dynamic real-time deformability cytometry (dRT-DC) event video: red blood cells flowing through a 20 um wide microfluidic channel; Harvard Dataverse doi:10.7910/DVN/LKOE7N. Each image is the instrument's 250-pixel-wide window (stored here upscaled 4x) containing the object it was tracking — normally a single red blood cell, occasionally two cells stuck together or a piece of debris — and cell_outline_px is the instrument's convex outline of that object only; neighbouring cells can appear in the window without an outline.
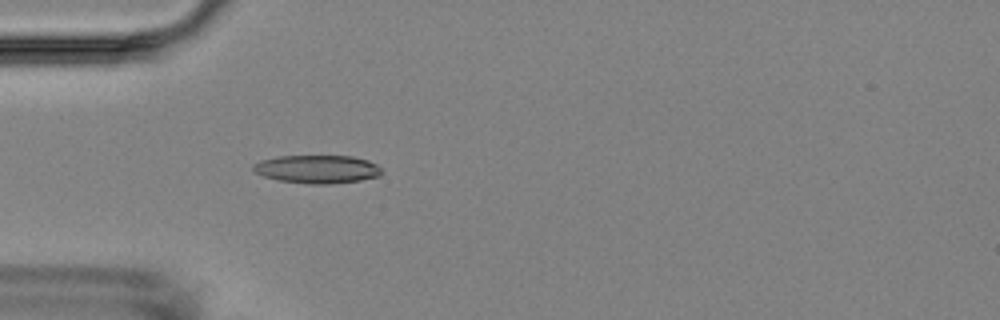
{"species": "Egyptian fruit bat (a non-hibernating species)", "species_latin": "Rousettus aegyptiacus", "temperature_condition": "room temperature", "stored_images_in_passage": 4, "camera_frame_rate_fps": 3000, "um_per_image_px": 0.085, "animal": {"sex": "female"}, "frame": {"image": 1, "passage_image": 4, "time_ms": 3.667, "image_size_px": [1000, 320], "cell_outline_px": [[384, 172], [380, 176], [360, 180], [332, 184], [308, 184], [276, 180], [252, 172], [252, 164], [260, 160], [276, 156], [352, 156], [368, 160], [376, 164]], "centroid_in_image_um": [26.93, 14.38], "position_along_channel_um": 58.1, "area_um2": 21.44}}